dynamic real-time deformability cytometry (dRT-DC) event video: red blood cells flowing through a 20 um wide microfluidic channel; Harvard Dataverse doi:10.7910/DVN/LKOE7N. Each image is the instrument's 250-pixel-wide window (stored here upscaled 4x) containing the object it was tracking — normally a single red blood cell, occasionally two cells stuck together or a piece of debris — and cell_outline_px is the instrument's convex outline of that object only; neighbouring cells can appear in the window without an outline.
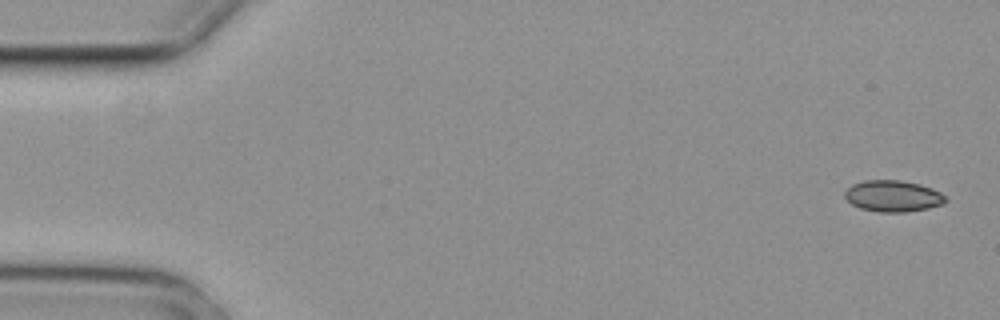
{"species": "common noctule bat (a hibernating species)", "species_latin": "Nyctalus noctula", "temperature_condition": "cold", "stored_images_in_passage": 5, "camera_frame_rate_fps": 3000, "um_per_image_px": 0.085, "animal": {"sex": "female", "body_mass_g": 29.2, "forearm_length_mm": 56.3}, "frame": {"image": 1, "passage_image": 1, "time_ms": 0.0, "image_size_px": [1000, 320], "cell_outline_px": [[948, 200], [944, 204], [928, 208], [908, 212], [880, 212], [860, 208], [852, 204], [844, 196], [844, 192], [852, 184], [864, 180], [900, 180], [920, 184], [932, 188], [940, 192]], "centroid_in_image_um": [75.91, 16.66], "position_along_channel_um": 9.1, "area_um2": 18.5}}
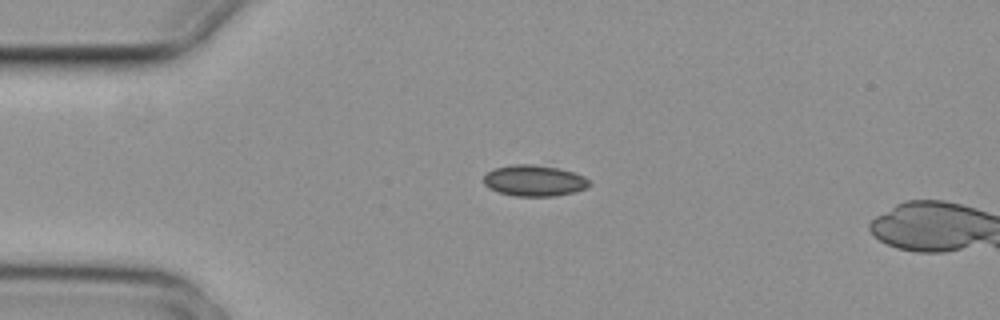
{"frame": {"image": 2, "passage_image": 4, "time_ms": 1.0, "image_size_px": [1000, 320], "cell_outline_px": [[592, 184], [576, 192], [556, 196], [516, 196], [500, 192], [488, 188], [484, 184], [484, 176], [492, 168], [508, 164], [532, 164], [560, 168], [584, 176]], "centroid_in_image_um": [45.4, 15.34], "position_along_channel_um": 39.6, "area_um2": 19.31}}
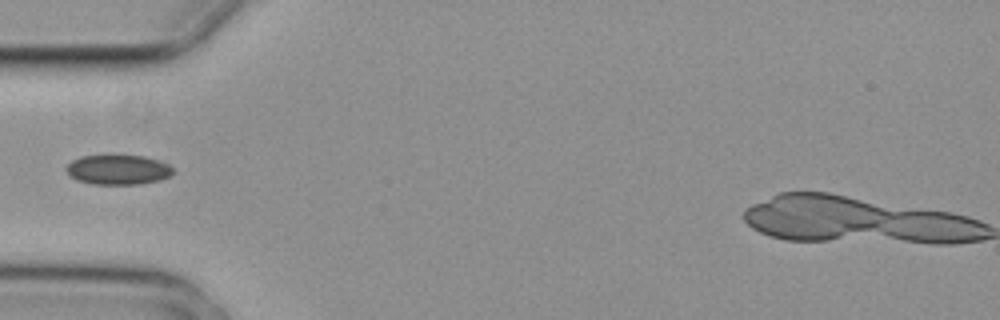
{"frame": {"image": 3, "passage_image": 5, "time_ms": 1.333, "image_size_px": [1000, 320], "cell_outline_px": [[172, 172], [168, 176], [160, 180], [140, 184], [92, 184], [76, 180], [68, 176], [64, 168], [72, 160], [80, 156], [108, 152], [112, 152], [144, 156], [168, 164], [172, 168]], "centroid_in_image_um": [9.94, 14.37], "position_along_channel_um": 75.1, "area_um2": 19.42}}